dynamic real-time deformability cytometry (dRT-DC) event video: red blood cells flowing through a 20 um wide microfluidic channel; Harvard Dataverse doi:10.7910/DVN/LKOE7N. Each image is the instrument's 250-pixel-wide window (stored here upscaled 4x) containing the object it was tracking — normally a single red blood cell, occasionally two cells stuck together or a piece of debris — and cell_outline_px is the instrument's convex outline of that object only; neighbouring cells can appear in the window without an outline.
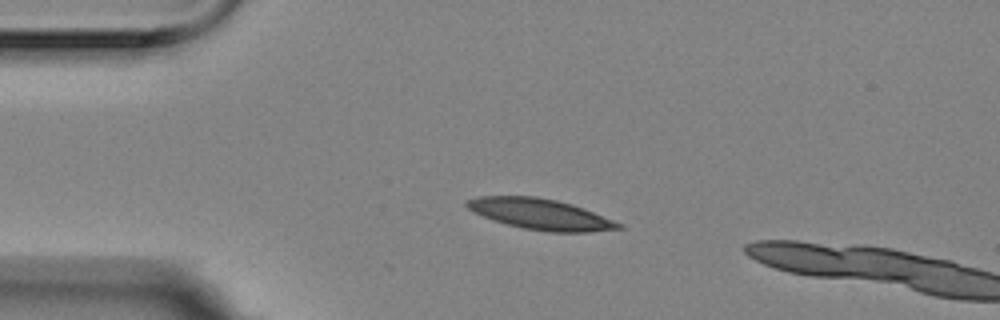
{"species": "Egyptian fruit bat (a non-hibernating species)", "species_latin": "Rousettus aegyptiacus", "temperature_condition": "room temperature", "stored_images_in_passage": 5, "camera_frame_rate_fps": 3000, "um_per_image_px": 0.085, "animal": {"sex": "female"}, "frame": {"image": 1, "passage_image": 4, "time_ms": 1.0, "image_size_px": [1000, 320], "cell_outline_px": [[624, 228], [588, 232], [548, 232], [524, 228], [492, 220], [472, 212], [464, 204], [468, 200], [476, 196], [536, 196], [556, 200], [572, 204], [584, 208], [624, 224]], "centroid_in_image_um": [45.94, 18.2], "position_along_channel_um": 39.1, "area_um2": 27.28}}